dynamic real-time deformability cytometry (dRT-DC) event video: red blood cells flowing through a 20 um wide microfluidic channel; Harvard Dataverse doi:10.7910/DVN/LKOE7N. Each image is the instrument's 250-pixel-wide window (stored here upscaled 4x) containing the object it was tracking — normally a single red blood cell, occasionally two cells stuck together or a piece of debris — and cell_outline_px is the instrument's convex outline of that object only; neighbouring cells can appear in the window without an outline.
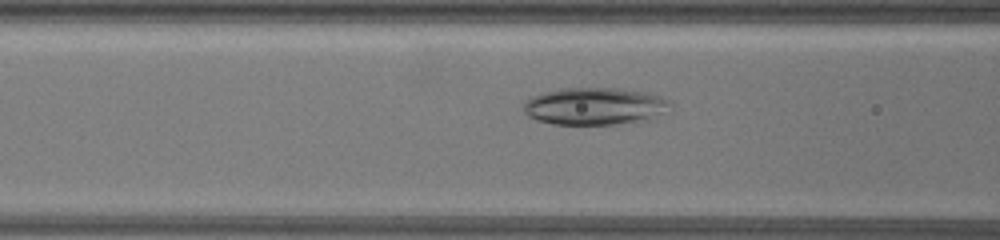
{"species": "common noctule bat (a hibernating species)", "species_latin": "Nyctalus noctula", "temperature_condition": "warm", "stored_images_in_passage": 51, "camera_frame_rate_fps": 3000, "um_per_image_px": 0.085, "animal": {"sex": "female", "body_mass_g": 19.5, "forearm_length_mm": 54.1}, "frame": {"image": 1, "passage_image": 14, "time_ms": 4.333, "image_size_px": [1000, 240], "cell_outline_px": [[668, 104], [652, 120], [612, 124], [552, 124], [536, 120], [528, 116], [524, 112], [524, 104], [532, 96], [544, 92], [560, 88], [620, 88], [648, 92], [660, 96], [668, 100]], "centroid_in_image_um": [50.5, 9.02], "position_along_channel_um": 116.1, "area_um2": 31.67}}